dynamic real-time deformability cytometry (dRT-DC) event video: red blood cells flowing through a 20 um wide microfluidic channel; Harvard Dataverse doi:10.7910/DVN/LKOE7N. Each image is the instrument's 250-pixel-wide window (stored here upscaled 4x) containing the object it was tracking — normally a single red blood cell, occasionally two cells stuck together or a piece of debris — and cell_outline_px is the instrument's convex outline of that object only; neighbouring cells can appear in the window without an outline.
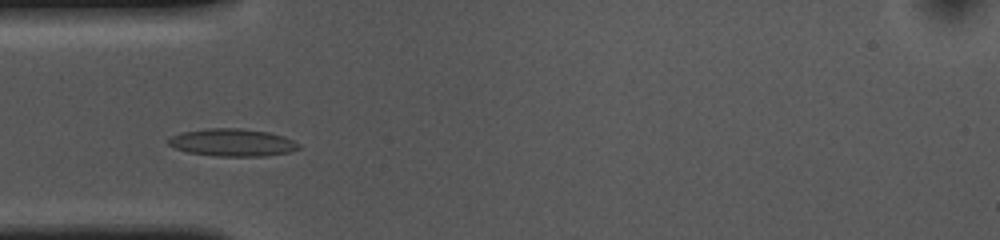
{"species": "common noctule bat (a hibernating species)", "species_latin": "Nyctalus noctula", "temperature_condition": "cold", "stored_images_in_passage": 32, "camera_frame_rate_fps": 3000, "um_per_image_px": 0.085, "animal": {"sex": "female", "body_mass_g": 10.0, "forearm_length_mm": 53.1}, "frame": {"image": 1, "passage_image": 3, "time_ms": 0.667, "image_size_px": [1000, 240], "cell_outline_px": [[300, 148], [288, 152], [264, 156], [216, 156], [188, 152], [176, 148], [168, 144], [168, 140], [172, 136], [184, 132], [208, 128], [240, 128], [268, 132], [284, 136], [300, 144]], "centroid_in_image_um": [19.77, 12.11], "position_along_channel_um": 65.2, "area_um2": 20.69}}
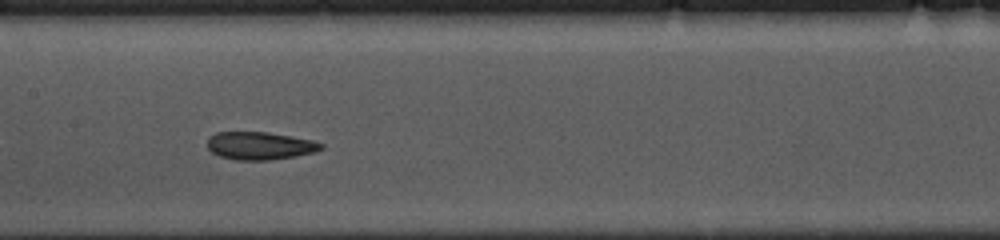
{"frame": {"image": 2, "passage_image": 13, "time_ms": 4.0, "image_size_px": [1000, 240], "cell_outline_px": [[324, 148], [316, 152], [296, 156], [272, 160], [236, 160], [220, 156], [212, 152], [208, 148], [208, 136], [216, 132], [268, 132], [292, 136], [312, 140], [324, 144]], "centroid_in_image_um": [22.11, 12.39], "position_along_channel_um": 185.3, "area_um2": 18.61}}
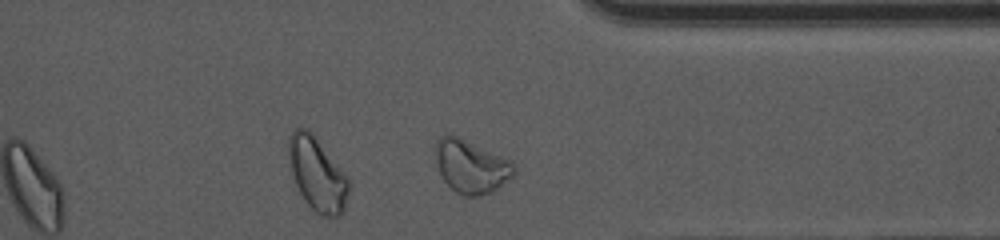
{"frame": {"image": 3, "passage_image": 29, "time_ms": 9.333, "image_size_px": [1000, 240], "cell_outline_px": [[516, 172], [512, 176], [496, 188], [488, 192], [476, 196], [464, 196], [456, 192], [444, 180], [440, 172], [432, 152], [436, 140], [444, 132], [452, 132], [508, 160], [516, 168]], "centroid_in_image_um": [39.94, 14.07], "position_along_channel_um": 371.5, "area_um2": 24.39}, "authors_computed_cell_mechanics": {"area_um2": 18.6694, "velocity_mm_per_s": 3.5828, "shape_relaxation_time_tau1_ms": null, "shape_relaxation_time_tau2_ms": 4.1389, "deformation_change_tau1": null, "deformation_change_tau2": 0.0943}}